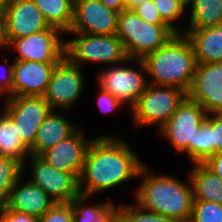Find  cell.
<instances>
[{
	"instance_id": "cell-1",
	"label": "cell",
	"mask_w": 222,
	"mask_h": 222,
	"mask_svg": "<svg viewBox=\"0 0 222 222\" xmlns=\"http://www.w3.org/2000/svg\"><path fill=\"white\" fill-rule=\"evenodd\" d=\"M111 134L91 141L79 178L80 195L91 197L137 177L144 164L128 142Z\"/></svg>"
},
{
	"instance_id": "cell-2",
	"label": "cell",
	"mask_w": 222,
	"mask_h": 222,
	"mask_svg": "<svg viewBox=\"0 0 222 222\" xmlns=\"http://www.w3.org/2000/svg\"><path fill=\"white\" fill-rule=\"evenodd\" d=\"M138 177L144 178L135 194L139 207L179 222L190 221L194 203L190 178L187 184L170 175H154L145 164Z\"/></svg>"
},
{
	"instance_id": "cell-3",
	"label": "cell",
	"mask_w": 222,
	"mask_h": 222,
	"mask_svg": "<svg viewBox=\"0 0 222 222\" xmlns=\"http://www.w3.org/2000/svg\"><path fill=\"white\" fill-rule=\"evenodd\" d=\"M142 61L147 75L152 78L151 81L148 80V84L177 87L187 94L197 62L186 35L175 34L165 45L147 54Z\"/></svg>"
},
{
	"instance_id": "cell-4",
	"label": "cell",
	"mask_w": 222,
	"mask_h": 222,
	"mask_svg": "<svg viewBox=\"0 0 222 222\" xmlns=\"http://www.w3.org/2000/svg\"><path fill=\"white\" fill-rule=\"evenodd\" d=\"M175 34L169 25L149 24L133 10L125 9L119 13L116 35L129 59H143L165 45Z\"/></svg>"
},
{
	"instance_id": "cell-5",
	"label": "cell",
	"mask_w": 222,
	"mask_h": 222,
	"mask_svg": "<svg viewBox=\"0 0 222 222\" xmlns=\"http://www.w3.org/2000/svg\"><path fill=\"white\" fill-rule=\"evenodd\" d=\"M75 34V38L65 40V56L75 65L85 62L111 64L112 66L127 62L129 59L120 38L114 35H91L80 32H68ZM77 36V37H76Z\"/></svg>"
},
{
	"instance_id": "cell-6",
	"label": "cell",
	"mask_w": 222,
	"mask_h": 222,
	"mask_svg": "<svg viewBox=\"0 0 222 222\" xmlns=\"http://www.w3.org/2000/svg\"><path fill=\"white\" fill-rule=\"evenodd\" d=\"M186 96L187 94L177 87L148 84L130 110L135 126L158 124V128H161Z\"/></svg>"
},
{
	"instance_id": "cell-7",
	"label": "cell",
	"mask_w": 222,
	"mask_h": 222,
	"mask_svg": "<svg viewBox=\"0 0 222 222\" xmlns=\"http://www.w3.org/2000/svg\"><path fill=\"white\" fill-rule=\"evenodd\" d=\"M207 113L198 103L187 96L178 105L176 112L159 129L163 138L169 140L175 150L186 153L194 164V137L197 128L205 121Z\"/></svg>"
},
{
	"instance_id": "cell-8",
	"label": "cell",
	"mask_w": 222,
	"mask_h": 222,
	"mask_svg": "<svg viewBox=\"0 0 222 222\" xmlns=\"http://www.w3.org/2000/svg\"><path fill=\"white\" fill-rule=\"evenodd\" d=\"M4 112L16 124L18 136L29 150L36 139L39 127L51 111L43 96H17L5 98Z\"/></svg>"
},
{
	"instance_id": "cell-9",
	"label": "cell",
	"mask_w": 222,
	"mask_h": 222,
	"mask_svg": "<svg viewBox=\"0 0 222 222\" xmlns=\"http://www.w3.org/2000/svg\"><path fill=\"white\" fill-rule=\"evenodd\" d=\"M82 68L64 56L55 66L43 95L51 110L68 111L79 100L84 88Z\"/></svg>"
},
{
	"instance_id": "cell-10",
	"label": "cell",
	"mask_w": 222,
	"mask_h": 222,
	"mask_svg": "<svg viewBox=\"0 0 222 222\" xmlns=\"http://www.w3.org/2000/svg\"><path fill=\"white\" fill-rule=\"evenodd\" d=\"M139 65L138 70L123 65L111 66L108 70H104L98 74L97 84L103 90L110 92L123 104L129 103L130 109L136 103L140 95L145 91L148 80L147 69L142 59H134Z\"/></svg>"
},
{
	"instance_id": "cell-11",
	"label": "cell",
	"mask_w": 222,
	"mask_h": 222,
	"mask_svg": "<svg viewBox=\"0 0 222 222\" xmlns=\"http://www.w3.org/2000/svg\"><path fill=\"white\" fill-rule=\"evenodd\" d=\"M61 34L57 28L49 27L26 37L7 39V48L18 51L15 60L59 62L65 56V40Z\"/></svg>"
},
{
	"instance_id": "cell-12",
	"label": "cell",
	"mask_w": 222,
	"mask_h": 222,
	"mask_svg": "<svg viewBox=\"0 0 222 222\" xmlns=\"http://www.w3.org/2000/svg\"><path fill=\"white\" fill-rule=\"evenodd\" d=\"M29 181L44 190L54 201L71 202L80 195L79 180L71 173L57 170L39 156L30 155Z\"/></svg>"
},
{
	"instance_id": "cell-13",
	"label": "cell",
	"mask_w": 222,
	"mask_h": 222,
	"mask_svg": "<svg viewBox=\"0 0 222 222\" xmlns=\"http://www.w3.org/2000/svg\"><path fill=\"white\" fill-rule=\"evenodd\" d=\"M187 97L207 114L222 113V62L197 64Z\"/></svg>"
},
{
	"instance_id": "cell-14",
	"label": "cell",
	"mask_w": 222,
	"mask_h": 222,
	"mask_svg": "<svg viewBox=\"0 0 222 222\" xmlns=\"http://www.w3.org/2000/svg\"><path fill=\"white\" fill-rule=\"evenodd\" d=\"M119 13L100 0H74L73 22L69 32L91 35H114Z\"/></svg>"
},
{
	"instance_id": "cell-15",
	"label": "cell",
	"mask_w": 222,
	"mask_h": 222,
	"mask_svg": "<svg viewBox=\"0 0 222 222\" xmlns=\"http://www.w3.org/2000/svg\"><path fill=\"white\" fill-rule=\"evenodd\" d=\"M92 139L79 129L70 137L45 150L39 157L53 168L80 178L85 155Z\"/></svg>"
},
{
	"instance_id": "cell-16",
	"label": "cell",
	"mask_w": 222,
	"mask_h": 222,
	"mask_svg": "<svg viewBox=\"0 0 222 222\" xmlns=\"http://www.w3.org/2000/svg\"><path fill=\"white\" fill-rule=\"evenodd\" d=\"M57 63L15 60L9 97L43 96Z\"/></svg>"
},
{
	"instance_id": "cell-17",
	"label": "cell",
	"mask_w": 222,
	"mask_h": 222,
	"mask_svg": "<svg viewBox=\"0 0 222 222\" xmlns=\"http://www.w3.org/2000/svg\"><path fill=\"white\" fill-rule=\"evenodd\" d=\"M5 10L7 39L26 37L50 27L32 0H13Z\"/></svg>"
},
{
	"instance_id": "cell-18",
	"label": "cell",
	"mask_w": 222,
	"mask_h": 222,
	"mask_svg": "<svg viewBox=\"0 0 222 222\" xmlns=\"http://www.w3.org/2000/svg\"><path fill=\"white\" fill-rule=\"evenodd\" d=\"M21 179L22 177L11 189L5 206L9 210L26 213L39 219L55 204V201L38 186L30 181L23 184Z\"/></svg>"
},
{
	"instance_id": "cell-19",
	"label": "cell",
	"mask_w": 222,
	"mask_h": 222,
	"mask_svg": "<svg viewBox=\"0 0 222 222\" xmlns=\"http://www.w3.org/2000/svg\"><path fill=\"white\" fill-rule=\"evenodd\" d=\"M51 110L38 129L30 155L40 156L45 150L73 135L79 128L61 113ZM59 113V114H58Z\"/></svg>"
},
{
	"instance_id": "cell-20",
	"label": "cell",
	"mask_w": 222,
	"mask_h": 222,
	"mask_svg": "<svg viewBox=\"0 0 222 222\" xmlns=\"http://www.w3.org/2000/svg\"><path fill=\"white\" fill-rule=\"evenodd\" d=\"M182 34L190 40L197 64L222 62V24Z\"/></svg>"
},
{
	"instance_id": "cell-21",
	"label": "cell",
	"mask_w": 222,
	"mask_h": 222,
	"mask_svg": "<svg viewBox=\"0 0 222 222\" xmlns=\"http://www.w3.org/2000/svg\"><path fill=\"white\" fill-rule=\"evenodd\" d=\"M189 174L194 200L222 204V179L220 177L203 163H195Z\"/></svg>"
},
{
	"instance_id": "cell-22",
	"label": "cell",
	"mask_w": 222,
	"mask_h": 222,
	"mask_svg": "<svg viewBox=\"0 0 222 222\" xmlns=\"http://www.w3.org/2000/svg\"><path fill=\"white\" fill-rule=\"evenodd\" d=\"M42 13L50 27L57 28L62 33L71 29L73 22L74 0H32Z\"/></svg>"
},
{
	"instance_id": "cell-23",
	"label": "cell",
	"mask_w": 222,
	"mask_h": 222,
	"mask_svg": "<svg viewBox=\"0 0 222 222\" xmlns=\"http://www.w3.org/2000/svg\"><path fill=\"white\" fill-rule=\"evenodd\" d=\"M0 156L14 158L23 166L30 156L29 150L18 136L16 124L3 110L0 115Z\"/></svg>"
},
{
	"instance_id": "cell-24",
	"label": "cell",
	"mask_w": 222,
	"mask_h": 222,
	"mask_svg": "<svg viewBox=\"0 0 222 222\" xmlns=\"http://www.w3.org/2000/svg\"><path fill=\"white\" fill-rule=\"evenodd\" d=\"M187 30L222 24V0H193Z\"/></svg>"
},
{
	"instance_id": "cell-25",
	"label": "cell",
	"mask_w": 222,
	"mask_h": 222,
	"mask_svg": "<svg viewBox=\"0 0 222 222\" xmlns=\"http://www.w3.org/2000/svg\"><path fill=\"white\" fill-rule=\"evenodd\" d=\"M90 197L79 195L71 201L73 222H102L116 206L111 202L85 206Z\"/></svg>"
},
{
	"instance_id": "cell-26",
	"label": "cell",
	"mask_w": 222,
	"mask_h": 222,
	"mask_svg": "<svg viewBox=\"0 0 222 222\" xmlns=\"http://www.w3.org/2000/svg\"><path fill=\"white\" fill-rule=\"evenodd\" d=\"M23 164L11 157L0 156V208L8 202L10 191L22 177Z\"/></svg>"
},
{
	"instance_id": "cell-27",
	"label": "cell",
	"mask_w": 222,
	"mask_h": 222,
	"mask_svg": "<svg viewBox=\"0 0 222 222\" xmlns=\"http://www.w3.org/2000/svg\"><path fill=\"white\" fill-rule=\"evenodd\" d=\"M115 209L118 214V222H179L174 218L144 210L137 204H119Z\"/></svg>"
},
{
	"instance_id": "cell-28",
	"label": "cell",
	"mask_w": 222,
	"mask_h": 222,
	"mask_svg": "<svg viewBox=\"0 0 222 222\" xmlns=\"http://www.w3.org/2000/svg\"><path fill=\"white\" fill-rule=\"evenodd\" d=\"M211 156H213L211 114H207L205 121L197 128L194 137V164L204 163Z\"/></svg>"
},
{
	"instance_id": "cell-29",
	"label": "cell",
	"mask_w": 222,
	"mask_h": 222,
	"mask_svg": "<svg viewBox=\"0 0 222 222\" xmlns=\"http://www.w3.org/2000/svg\"><path fill=\"white\" fill-rule=\"evenodd\" d=\"M189 222H222V204L194 200Z\"/></svg>"
},
{
	"instance_id": "cell-30",
	"label": "cell",
	"mask_w": 222,
	"mask_h": 222,
	"mask_svg": "<svg viewBox=\"0 0 222 222\" xmlns=\"http://www.w3.org/2000/svg\"><path fill=\"white\" fill-rule=\"evenodd\" d=\"M161 18L176 32L182 33L181 29L174 24L185 12V8L176 0H153Z\"/></svg>"
},
{
	"instance_id": "cell-31",
	"label": "cell",
	"mask_w": 222,
	"mask_h": 222,
	"mask_svg": "<svg viewBox=\"0 0 222 222\" xmlns=\"http://www.w3.org/2000/svg\"><path fill=\"white\" fill-rule=\"evenodd\" d=\"M38 222H73L71 202L55 203Z\"/></svg>"
},
{
	"instance_id": "cell-32",
	"label": "cell",
	"mask_w": 222,
	"mask_h": 222,
	"mask_svg": "<svg viewBox=\"0 0 222 222\" xmlns=\"http://www.w3.org/2000/svg\"><path fill=\"white\" fill-rule=\"evenodd\" d=\"M133 11L144 21L153 25H168L160 16L153 0H149L136 6Z\"/></svg>"
},
{
	"instance_id": "cell-33",
	"label": "cell",
	"mask_w": 222,
	"mask_h": 222,
	"mask_svg": "<svg viewBox=\"0 0 222 222\" xmlns=\"http://www.w3.org/2000/svg\"><path fill=\"white\" fill-rule=\"evenodd\" d=\"M98 89L99 95L97 97V103L101 112L111 113L123 105V103L114 97L110 92L103 90L101 87Z\"/></svg>"
},
{
	"instance_id": "cell-34",
	"label": "cell",
	"mask_w": 222,
	"mask_h": 222,
	"mask_svg": "<svg viewBox=\"0 0 222 222\" xmlns=\"http://www.w3.org/2000/svg\"><path fill=\"white\" fill-rule=\"evenodd\" d=\"M211 138L213 143V155L222 151V113L211 115Z\"/></svg>"
},
{
	"instance_id": "cell-35",
	"label": "cell",
	"mask_w": 222,
	"mask_h": 222,
	"mask_svg": "<svg viewBox=\"0 0 222 222\" xmlns=\"http://www.w3.org/2000/svg\"><path fill=\"white\" fill-rule=\"evenodd\" d=\"M0 222H38V218L14 210H9L6 206L0 208Z\"/></svg>"
},
{
	"instance_id": "cell-36",
	"label": "cell",
	"mask_w": 222,
	"mask_h": 222,
	"mask_svg": "<svg viewBox=\"0 0 222 222\" xmlns=\"http://www.w3.org/2000/svg\"><path fill=\"white\" fill-rule=\"evenodd\" d=\"M13 63L11 65L7 66L6 64H1L0 65V97L1 95L3 96L5 94V98H9V93L12 90V83H13ZM2 69V71H1ZM7 94V95H6Z\"/></svg>"
},
{
	"instance_id": "cell-37",
	"label": "cell",
	"mask_w": 222,
	"mask_h": 222,
	"mask_svg": "<svg viewBox=\"0 0 222 222\" xmlns=\"http://www.w3.org/2000/svg\"><path fill=\"white\" fill-rule=\"evenodd\" d=\"M209 170L222 179V151L216 152L203 163Z\"/></svg>"
},
{
	"instance_id": "cell-38",
	"label": "cell",
	"mask_w": 222,
	"mask_h": 222,
	"mask_svg": "<svg viewBox=\"0 0 222 222\" xmlns=\"http://www.w3.org/2000/svg\"><path fill=\"white\" fill-rule=\"evenodd\" d=\"M5 48L7 49V16L6 10L0 8V49Z\"/></svg>"
},
{
	"instance_id": "cell-39",
	"label": "cell",
	"mask_w": 222,
	"mask_h": 222,
	"mask_svg": "<svg viewBox=\"0 0 222 222\" xmlns=\"http://www.w3.org/2000/svg\"><path fill=\"white\" fill-rule=\"evenodd\" d=\"M108 9L115 12H122L126 9V0H100Z\"/></svg>"
},
{
	"instance_id": "cell-40",
	"label": "cell",
	"mask_w": 222,
	"mask_h": 222,
	"mask_svg": "<svg viewBox=\"0 0 222 222\" xmlns=\"http://www.w3.org/2000/svg\"><path fill=\"white\" fill-rule=\"evenodd\" d=\"M149 0H126V9L133 10L136 6Z\"/></svg>"
},
{
	"instance_id": "cell-41",
	"label": "cell",
	"mask_w": 222,
	"mask_h": 222,
	"mask_svg": "<svg viewBox=\"0 0 222 222\" xmlns=\"http://www.w3.org/2000/svg\"><path fill=\"white\" fill-rule=\"evenodd\" d=\"M102 222H118L116 209H114Z\"/></svg>"
},
{
	"instance_id": "cell-42",
	"label": "cell",
	"mask_w": 222,
	"mask_h": 222,
	"mask_svg": "<svg viewBox=\"0 0 222 222\" xmlns=\"http://www.w3.org/2000/svg\"><path fill=\"white\" fill-rule=\"evenodd\" d=\"M179 2L185 9L191 6L193 0H176Z\"/></svg>"
},
{
	"instance_id": "cell-43",
	"label": "cell",
	"mask_w": 222,
	"mask_h": 222,
	"mask_svg": "<svg viewBox=\"0 0 222 222\" xmlns=\"http://www.w3.org/2000/svg\"><path fill=\"white\" fill-rule=\"evenodd\" d=\"M13 0H0V8L5 9Z\"/></svg>"
}]
</instances>
